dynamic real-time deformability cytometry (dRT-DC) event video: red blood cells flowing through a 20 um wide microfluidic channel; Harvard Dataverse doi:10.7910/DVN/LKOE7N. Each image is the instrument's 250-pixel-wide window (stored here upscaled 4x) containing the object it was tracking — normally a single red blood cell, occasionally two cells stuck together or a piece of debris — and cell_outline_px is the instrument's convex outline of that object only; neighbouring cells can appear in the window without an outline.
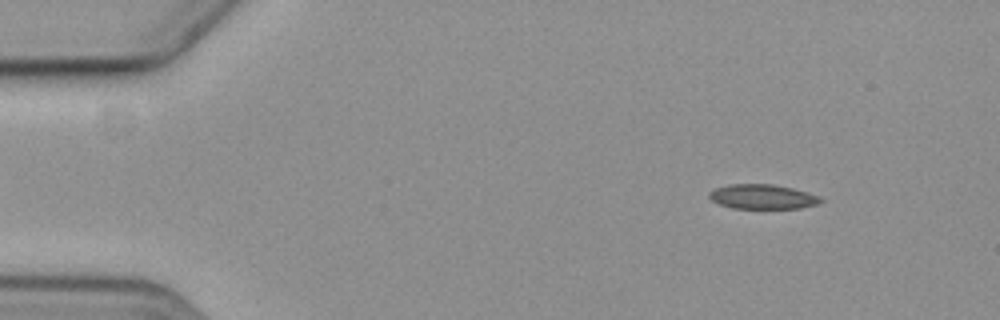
{"species": "common noctule bat (a hibernating species)", "species_latin": "Nyctalus noctula", "temperature_condition": "cold", "stored_images_in_passage": 6, "camera_frame_rate_fps": 3000, "um_per_image_px": 0.085, "animal": {"sex": "female", "body_mass_g": 19.3, "forearm_length_mm": 54.1}, "frame": {"image": 1, "passage_image": 6, "time_ms": 6.0, "image_size_px": [1000, 320], "cell_outline_px": [[824, 200], [816, 204], [800, 208], [732, 208], [720, 204], [712, 200], [708, 196], [708, 192], [716, 188], [728, 184], [772, 184], [792, 188], [808, 192], [820, 196]], "centroid_in_image_um": [64.81, 16.71], "position_along_channel_um": 20.2, "area_um2": 15.95}}